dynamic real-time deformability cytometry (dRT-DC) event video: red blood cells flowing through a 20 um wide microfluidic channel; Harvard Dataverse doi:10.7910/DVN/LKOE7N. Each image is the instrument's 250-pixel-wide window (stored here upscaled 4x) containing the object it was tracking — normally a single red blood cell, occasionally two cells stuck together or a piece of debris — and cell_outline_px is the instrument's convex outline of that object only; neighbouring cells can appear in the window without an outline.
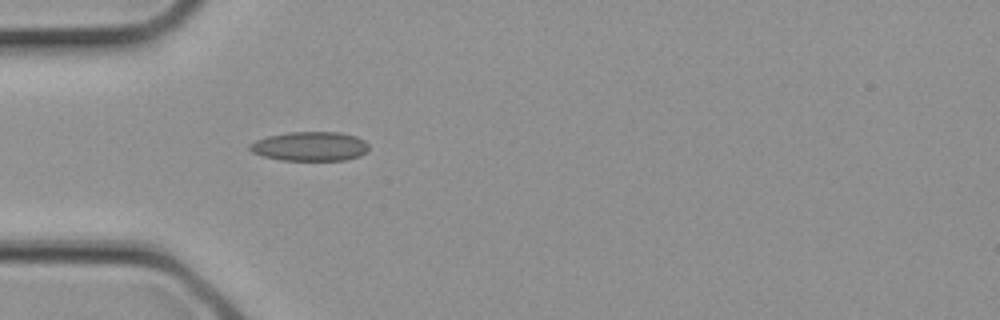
{"species": "common noctule bat (a hibernating species)", "species_latin": "Nyctalus noctula", "temperature_condition": "cold", "stored_images_in_passage": 3, "camera_frame_rate_fps": 3000, "um_per_image_px": 0.085, "animal": {"sex": "female", "body_mass_g": 21.9}, "frame": {"image": 1, "passage_image": 3, "time_ms": 0.667, "image_size_px": [1000, 320], "cell_outline_px": [[368, 148], [360, 156], [344, 160], [280, 160], [264, 156], [252, 152], [248, 148], [248, 144], [256, 140], [268, 136], [288, 132], [340, 132], [356, 136], [364, 140], [368, 144]], "centroid_in_image_um": [26.33, 12.43], "position_along_channel_um": 58.7, "area_um2": 20.29}}